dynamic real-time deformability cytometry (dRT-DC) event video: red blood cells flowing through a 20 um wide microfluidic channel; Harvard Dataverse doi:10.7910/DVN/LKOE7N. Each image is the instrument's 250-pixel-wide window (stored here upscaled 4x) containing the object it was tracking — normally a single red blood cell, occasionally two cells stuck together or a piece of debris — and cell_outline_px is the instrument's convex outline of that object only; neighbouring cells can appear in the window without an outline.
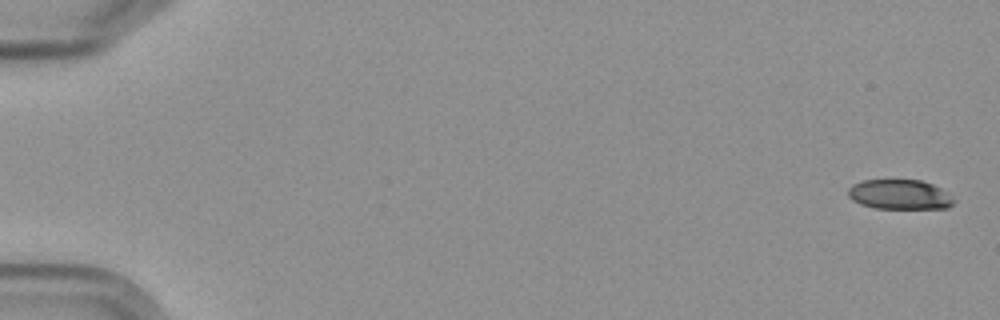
{"species": "Egyptian fruit bat (a non-hibernating species)", "species_latin": "Rousettus aegyptiacus", "temperature_condition": "cold", "stored_images_in_passage": 7, "camera_frame_rate_fps": 3000, "um_per_image_px": 0.085, "frame": {"image": 1, "passage_image": 1, "time_ms": 0.0, "image_size_px": [1000, 320], "cell_outline_px": [[956, 200], [948, 208], [876, 208], [860, 204], [852, 200], [848, 196], [848, 188], [852, 184], [864, 180], [920, 180], [932, 184], [948, 192]], "centroid_in_image_um": [76.47, 16.53], "position_along_channel_um": 8.5, "area_um2": 18.38}}
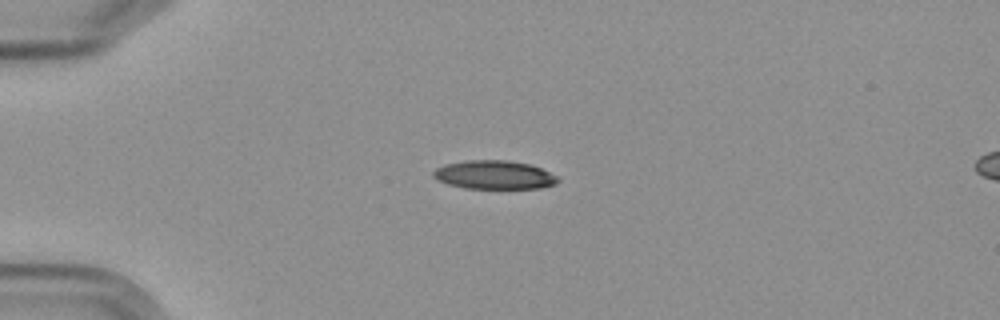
{"frame": {"image": 2, "passage_image": 5, "time_ms": 4.667, "image_size_px": [1000, 320], "cell_outline_px": [[560, 180], [556, 184], [540, 188], [464, 188], [448, 184], [432, 176], [432, 172], [436, 168], [444, 164], [468, 160], [508, 160], [528, 164], [540, 168], [556, 176]], "centroid_in_image_um": [41.99, 14.86], "position_along_channel_um": 43.0, "area_um2": 20.63}}
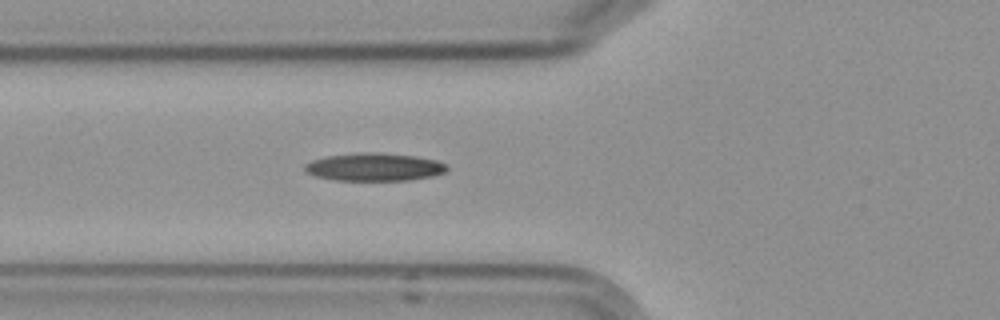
{"frame": {"image": 3, "passage_image": 7, "time_ms": 7.0, "image_size_px": [1000, 320], "cell_outline_px": [[448, 168], [444, 172], [432, 176], [408, 180], [336, 180], [316, 176], [308, 172], [304, 168], [304, 164], [312, 160], [324, 156], [356, 152], [376, 152], [416, 156], [436, 160], [448, 164]], "centroid_in_image_um": [31.81, 14.18], "position_along_channel_um": 94.0, "area_um2": 23.18}}